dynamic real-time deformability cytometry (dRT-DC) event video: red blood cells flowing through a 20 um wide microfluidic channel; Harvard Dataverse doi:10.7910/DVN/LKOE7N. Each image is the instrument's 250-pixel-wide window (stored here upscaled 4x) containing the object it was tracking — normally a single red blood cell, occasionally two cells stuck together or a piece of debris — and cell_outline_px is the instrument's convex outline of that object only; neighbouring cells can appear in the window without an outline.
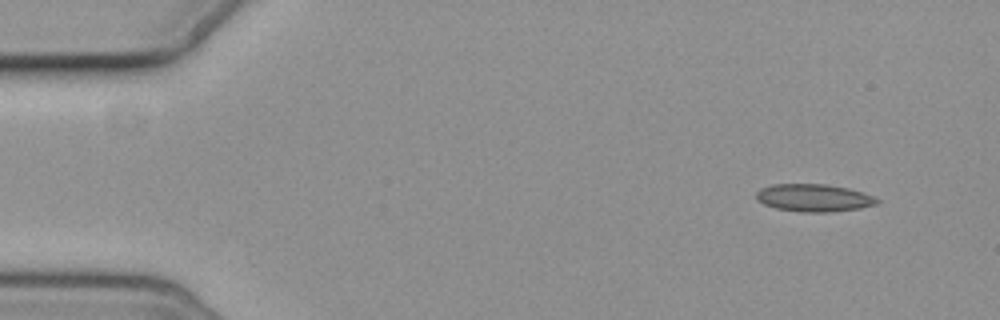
{"species": "common noctule bat (a hibernating species)", "species_latin": "Nyctalus noctula", "temperature_condition": "cold", "stored_images_in_passage": 6, "camera_frame_rate_fps": 3000, "um_per_image_px": 0.085, "animal": {"sex": "female", "body_mass_g": 19.3, "forearm_length_mm": 54.1}, "frame": {"image": 1, "passage_image": 1, "time_ms": 0.0, "image_size_px": [1000, 320], "cell_outline_px": [[880, 204], [860, 208], [828, 212], [800, 212], [776, 208], [764, 204], [756, 200], [756, 192], [760, 188], [772, 184], [828, 184], [848, 188], [864, 192], [880, 200]], "centroid_in_image_um": [69.18, 16.81], "position_along_channel_um": 15.8, "area_um2": 19.59}}
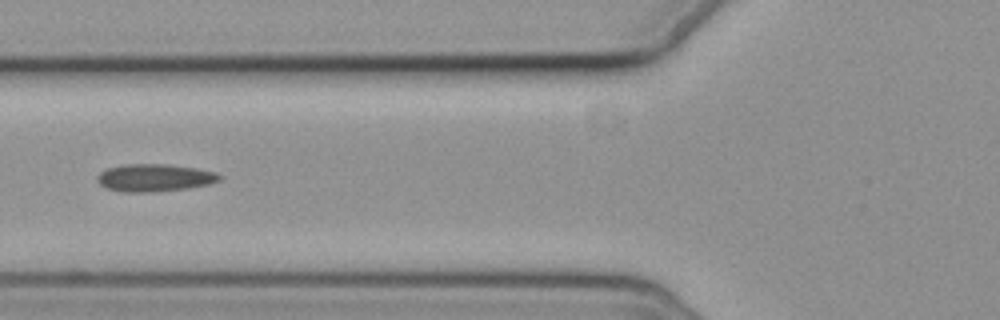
{"frame": {"image": 2, "passage_image": 6, "time_ms": 5.667, "image_size_px": [1000, 320], "cell_outline_px": [[224, 176], [220, 180], [208, 184], [188, 188], [152, 192], [124, 192], [108, 188], [100, 184], [96, 180], [96, 176], [100, 172], [108, 168], [124, 164], [168, 164], [196, 168], [216, 172]], "centroid_in_image_um": [13.15, 15.1], "position_along_channel_um": 112.7, "area_um2": 19.65}}